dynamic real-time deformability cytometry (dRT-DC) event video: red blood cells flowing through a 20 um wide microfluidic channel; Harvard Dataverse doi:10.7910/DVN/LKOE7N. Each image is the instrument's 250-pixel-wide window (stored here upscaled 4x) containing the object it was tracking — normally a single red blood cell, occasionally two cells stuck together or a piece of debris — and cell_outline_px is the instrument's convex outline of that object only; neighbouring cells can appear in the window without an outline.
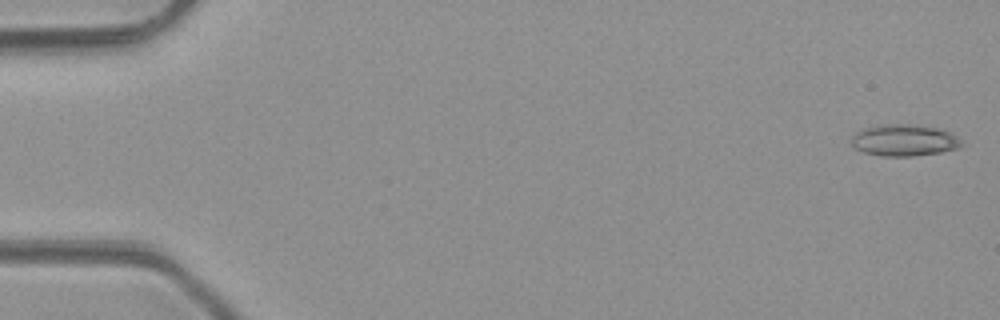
{"species": "common noctule bat (a hibernating species)", "species_latin": "Nyctalus noctula", "temperature_condition": "room temperature", "stored_images_in_passage": 4, "camera_frame_rate_fps": 3000, "um_per_image_px": 0.085, "animal": {"sex": "male", "body_mass_g": 23.1, "forearm_length_mm": 52.7}, "frame": {"image": 1, "passage_image": 1, "time_ms": 0.0, "image_size_px": [1000, 320], "cell_outline_px": [[964, 144], [956, 148], [940, 152], [912, 156], [884, 156], [864, 152], [852, 148], [852, 136], [856, 132], [864, 128], [892, 124], [900, 124], [936, 128], [948, 132], [956, 136]], "centroid_in_image_um": [76.82, 11.94], "position_along_channel_um": 8.2, "area_um2": 19.83}}